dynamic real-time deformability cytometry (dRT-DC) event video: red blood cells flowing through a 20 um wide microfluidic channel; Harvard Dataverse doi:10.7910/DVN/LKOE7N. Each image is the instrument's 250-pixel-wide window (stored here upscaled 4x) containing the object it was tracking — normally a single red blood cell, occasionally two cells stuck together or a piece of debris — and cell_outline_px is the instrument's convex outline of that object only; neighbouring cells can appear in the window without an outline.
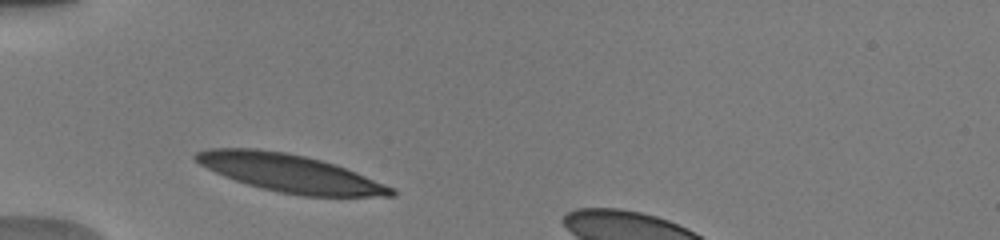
{"species": "human", "species_latin": "Homo sapiens", "temperature_condition": "warm", "stored_images_in_passage": 27, "camera_frame_rate_fps": 3000, "um_per_image_px": 0.085, "donor": {"sex": "male"}, "frame": {"image": 1, "passage_image": 1, "time_ms": 0.0, "image_size_px": [1000, 240], "cell_outline_px": [[396, 196], [300, 196], [260, 188], [224, 176], [200, 164], [192, 156], [196, 152], [208, 148], [256, 148], [284, 152], [304, 156], [336, 164], [384, 184], [392, 188], [396, 192]], "centroid_in_image_um": [24.62, 14.71], "position_along_channel_um": 60.4, "area_um2": 42.54}}
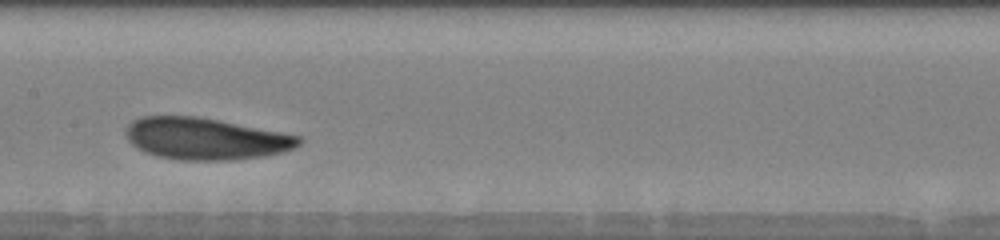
{"frame": {"image": 2, "passage_image": 11, "time_ms": 3.667, "image_size_px": [1000, 240], "cell_outline_px": [[304, 140], [300, 144], [284, 152], [264, 156], [232, 160], [180, 160], [156, 156], [144, 152], [136, 148], [128, 140], [124, 132], [124, 128], [132, 120], [144, 116], [196, 116], [280, 132], [300, 136]], "centroid_in_image_um": [17.42, 11.8], "position_along_channel_um": 190.0, "area_um2": 42.19}}
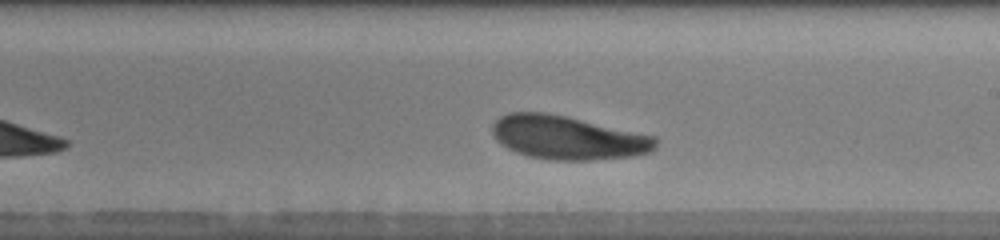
{"frame": {"image": 3, "passage_image": 15, "time_ms": 5.0, "image_size_px": [1000, 240], "cell_outline_px": [[656, 148], [652, 152], [632, 156], [592, 160], [552, 160], [528, 156], [516, 152], [508, 148], [496, 140], [492, 136], [492, 124], [500, 116], [508, 112], [544, 112], [564, 116], [656, 136]], "centroid_in_image_um": [48.24, 11.7], "position_along_channel_um": 240.8, "area_um2": 41.5}, "authors_computed_cell_mechanics": {"area_um2": 41.905, "velocity_mm_per_s": 3.8165, "shape_relaxation_time_tau1_ms": 1.8147, "shape_relaxation_time_tau2_ms": 5.0772, "deformation_change_tau1": 0.1218, "deformation_change_tau2": 0.1402}}